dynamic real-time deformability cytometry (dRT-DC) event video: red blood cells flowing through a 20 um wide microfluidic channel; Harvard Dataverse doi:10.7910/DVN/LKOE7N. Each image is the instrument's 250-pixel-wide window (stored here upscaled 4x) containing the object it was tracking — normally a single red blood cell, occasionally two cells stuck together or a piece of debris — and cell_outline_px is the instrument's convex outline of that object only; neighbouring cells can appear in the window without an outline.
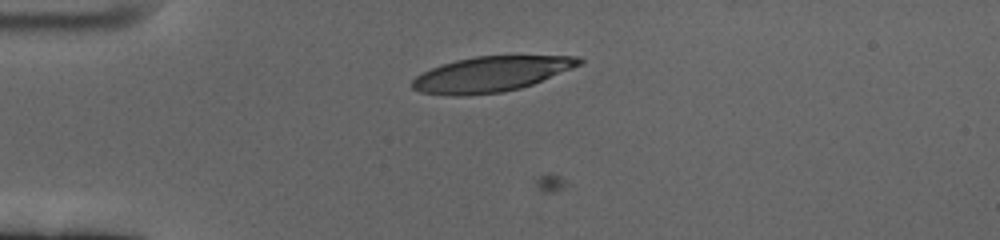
{"species": "human", "species_latin": "Homo sapiens", "temperature_condition": "cold", "stored_images_in_passage": 10, "camera_frame_rate_fps": 3000, "um_per_image_px": 0.085, "donor": {"sex": "female"}, "frame": {"image": 1, "passage_image": 2, "time_ms": 0.333, "image_size_px": [1000, 240], "cell_outline_px": [[584, 64], [532, 84], [520, 88], [504, 92], [464, 96], [452, 96], [420, 92], [412, 88], [412, 80], [416, 76], [432, 68], [456, 60], [476, 56], [580, 56], [584, 60]], "centroid_in_image_um": [41.77, 6.31], "position_along_channel_um": 43.2, "area_um2": 34.28}}
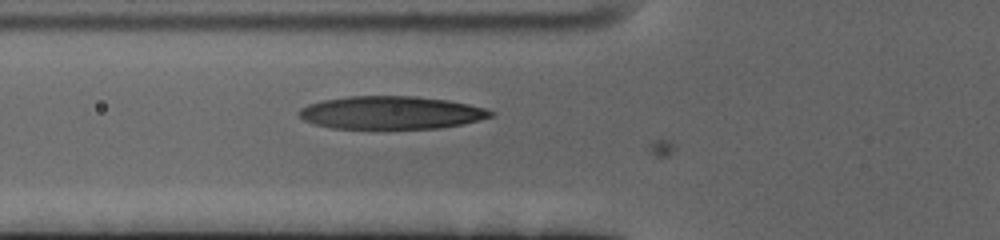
{"frame": {"image": 2, "passage_image": 9, "time_ms": 2.667, "image_size_px": [1000, 240], "cell_outline_px": [[496, 112], [492, 116], [480, 120], [440, 128], [332, 128], [316, 124], [304, 120], [300, 116], [300, 108], [308, 104], [324, 100], [348, 96], [416, 96], [448, 100], [468, 104], [484, 108]], "centroid_in_image_um": [33.27, 9.57], "position_along_channel_um": 92.5, "area_um2": 36.53}}